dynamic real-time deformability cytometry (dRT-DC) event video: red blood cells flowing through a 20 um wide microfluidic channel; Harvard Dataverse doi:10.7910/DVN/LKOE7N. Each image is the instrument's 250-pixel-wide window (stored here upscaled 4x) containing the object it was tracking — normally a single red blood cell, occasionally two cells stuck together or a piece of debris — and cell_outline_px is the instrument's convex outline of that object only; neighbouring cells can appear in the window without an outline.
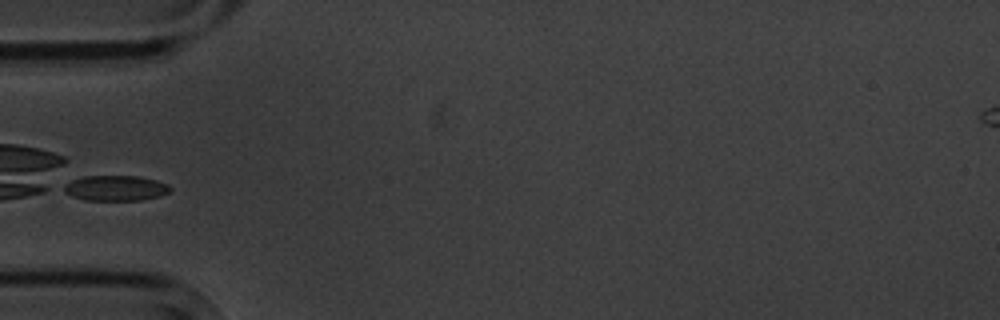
{"species": "common noctule bat (a hibernating species)", "species_latin": "Nyctalus noctula", "temperature_condition": "cold", "stored_images_in_passage": 7, "camera_frame_rate_fps": 3000, "um_per_image_px": 0.085, "animal": {"sex": "male", "body_mass_g": 20.1, "forearm_length_mm": 53.5}, "frame": {"image": 1, "passage_image": 5, "time_ms": 4.667, "image_size_px": [1000, 320], "cell_outline_px": [[172, 188], [168, 192], [160, 196], [140, 200], [84, 200], [72, 196], [56, 188], [72, 180], [84, 176], [136, 176], [156, 180], [168, 184]], "centroid_in_image_um": [9.75, 15.99], "position_along_channel_um": 75.2, "area_um2": 15.9}}
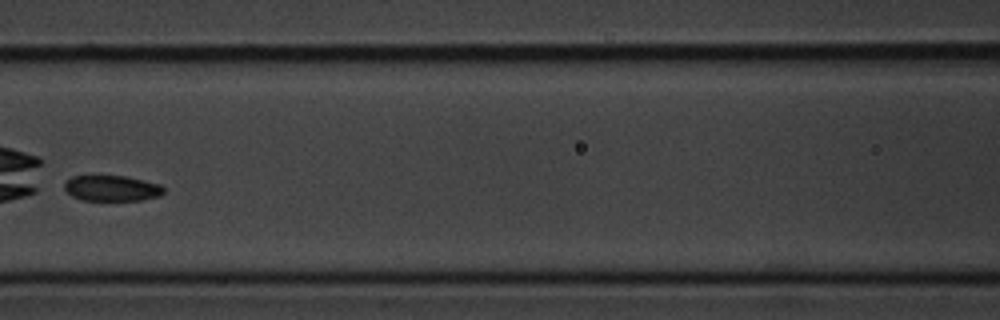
{"frame": {"image": 2, "passage_image": 7, "time_ms": 7.0, "image_size_px": [1000, 320], "cell_outline_px": [[164, 192], [160, 196], [140, 200], [80, 200], [72, 196], [64, 188], [64, 180], [72, 176], [124, 176], [144, 180], [160, 184], [164, 188]], "centroid_in_image_um": [9.49, 16.0], "position_along_channel_um": 157.1, "area_um2": 14.91}}